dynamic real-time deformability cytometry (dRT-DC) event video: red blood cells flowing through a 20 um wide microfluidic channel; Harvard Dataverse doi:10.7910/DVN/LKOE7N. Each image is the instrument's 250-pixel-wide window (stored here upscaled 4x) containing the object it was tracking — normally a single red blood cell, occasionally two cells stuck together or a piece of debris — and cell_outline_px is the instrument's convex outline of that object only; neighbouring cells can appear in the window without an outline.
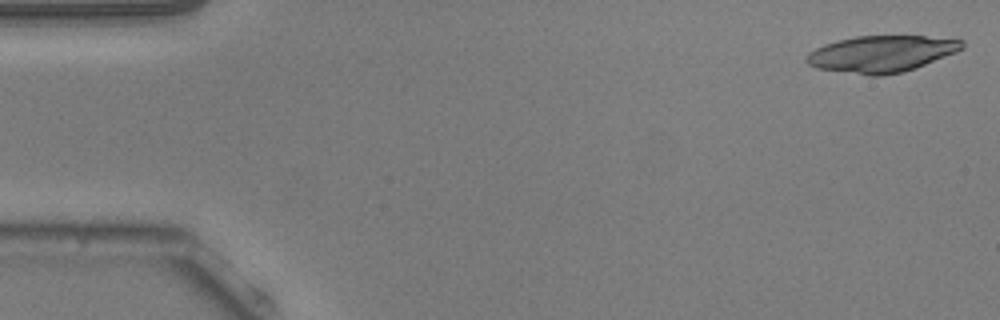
{"species": "common noctule bat (a hibernating species)", "species_latin": "Nyctalus noctula", "temperature_condition": "warm", "stored_images_in_passage": 29, "camera_frame_rate_fps": 3000, "um_per_image_px": 0.085, "animal": {"sex": "male", "body_mass_g": 20.5, "forearm_length_mm": 52.5}, "frame": {"image": 1, "passage_image": 1, "time_ms": 0.0, "image_size_px": [1000, 320], "cell_outline_px": [[964, 48], [956, 52], [916, 68], [904, 72], [880, 76], [872, 76], [816, 68], [808, 64], [804, 60], [808, 52], [824, 44], [836, 40], [856, 36], [924, 36], [964, 40]], "centroid_in_image_um": [74.9, 4.58], "position_along_channel_um": 10.1, "area_um2": 33.29}}